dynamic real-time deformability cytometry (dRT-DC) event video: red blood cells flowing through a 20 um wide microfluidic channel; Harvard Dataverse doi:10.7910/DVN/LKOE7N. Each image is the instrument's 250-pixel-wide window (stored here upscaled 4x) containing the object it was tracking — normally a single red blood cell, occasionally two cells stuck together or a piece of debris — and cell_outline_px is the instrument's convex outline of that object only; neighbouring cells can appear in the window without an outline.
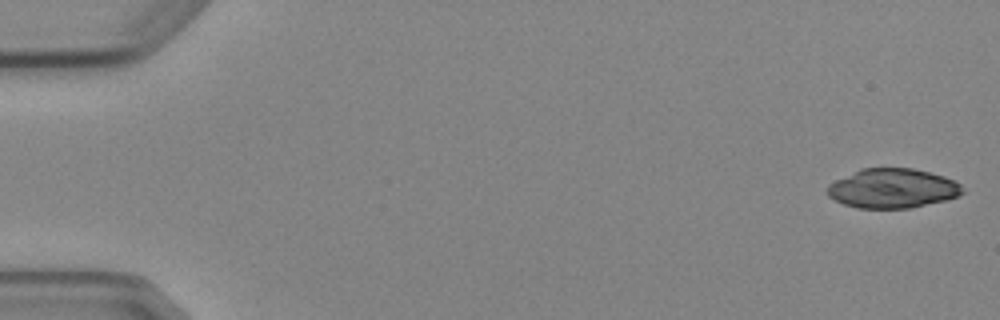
{"species": "Egyptian fruit bat (a non-hibernating species)", "species_latin": "Rousettus aegyptiacus", "temperature_condition": "cold", "stored_images_in_passage": 4, "camera_frame_rate_fps": 3000, "um_per_image_px": 0.085, "animal": {"sex": "female"}, "frame": {"image": 1, "passage_image": 1, "time_ms": 0.0, "image_size_px": [1000, 320], "cell_outline_px": [[964, 192], [956, 196], [944, 200], [912, 208], [856, 208], [844, 204], [828, 196], [828, 184], [860, 168], [912, 168], [944, 176], [956, 180], [960, 184]], "centroid_in_image_um": [75.86, 16.01], "position_along_channel_um": 9.1, "area_um2": 30.98}}